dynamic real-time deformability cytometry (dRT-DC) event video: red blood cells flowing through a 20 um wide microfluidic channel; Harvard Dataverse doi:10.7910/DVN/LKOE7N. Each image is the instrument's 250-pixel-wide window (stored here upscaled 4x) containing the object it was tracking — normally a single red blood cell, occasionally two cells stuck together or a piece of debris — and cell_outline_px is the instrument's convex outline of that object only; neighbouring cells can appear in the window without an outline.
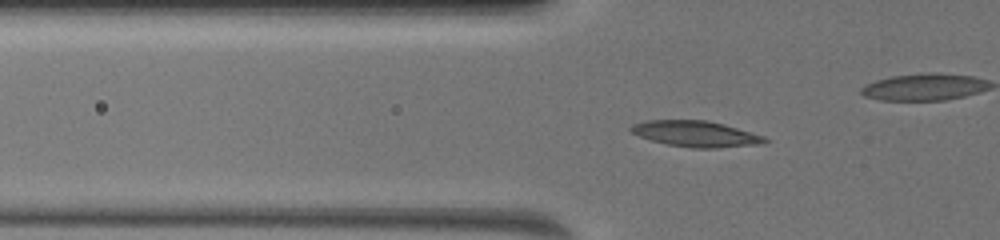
{"species": "common noctule bat (a hibernating species)", "species_latin": "Nyctalus noctula", "temperature_condition": "warm", "stored_images_in_passage": 24, "camera_frame_rate_fps": 3000, "um_per_image_px": 0.085, "animal": {"sex": "female", "body_mass_g": 19.5, "forearm_length_mm": 54.1}, "frame": {"image": 1, "passage_image": 8, "time_ms": 6.333, "image_size_px": [1000, 240], "cell_outline_px": [[768, 140], [764, 144], [716, 148], [692, 148], [664, 144], [640, 136], [632, 132], [628, 128], [632, 124], [648, 120], [708, 120], [724, 124], [764, 136]], "centroid_in_image_um": [59.15, 11.38], "position_along_channel_um": 66.7, "area_um2": 20.29}}
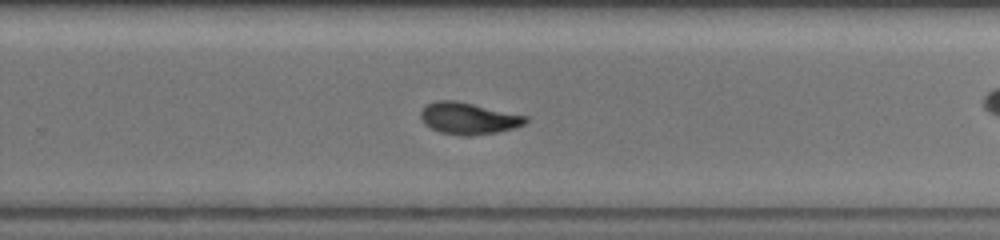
{"frame": {"image": 2, "passage_image": 14, "time_ms": 12.0, "image_size_px": [1000, 240], "cell_outline_px": [[528, 120], [524, 124], [512, 128], [496, 132], [468, 136], [464, 136], [440, 132], [424, 124], [420, 116], [420, 112], [428, 104], [440, 100], [456, 100], [528, 116]], "centroid_in_image_um": [39.82, 10.06], "position_along_channel_um": 290.0, "area_um2": 19.19}}
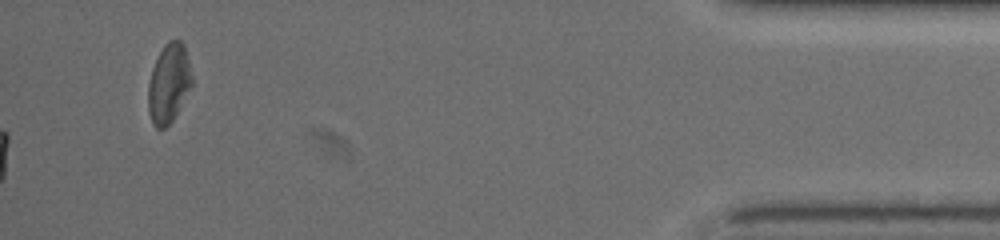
{"frame": {"image": 3, "passage_image": 24, "time_ms": 18.0, "image_size_px": [1000, 240], "cell_outline_px": [[192, 84], [172, 120], [164, 128], [156, 128], [152, 124], [148, 112], [148, 84], [152, 68], [164, 44], [168, 40], [180, 40], [184, 44], [188, 60], [192, 80]], "centroid_in_image_um": [14.32, 7.08], "position_along_channel_um": 420.9, "area_um2": 19.88}, "authors_computed_cell_mechanics": {"area_um2": 19.0451, "velocity_mm_per_s": 4.0249, "shape_relaxation_time_tau1_ms": 3.6506, "shape_relaxation_time_tau2_ms": 1.4363, "deformation_change_tau1": 0.1377, "deformation_change_tau2": 0.055}}